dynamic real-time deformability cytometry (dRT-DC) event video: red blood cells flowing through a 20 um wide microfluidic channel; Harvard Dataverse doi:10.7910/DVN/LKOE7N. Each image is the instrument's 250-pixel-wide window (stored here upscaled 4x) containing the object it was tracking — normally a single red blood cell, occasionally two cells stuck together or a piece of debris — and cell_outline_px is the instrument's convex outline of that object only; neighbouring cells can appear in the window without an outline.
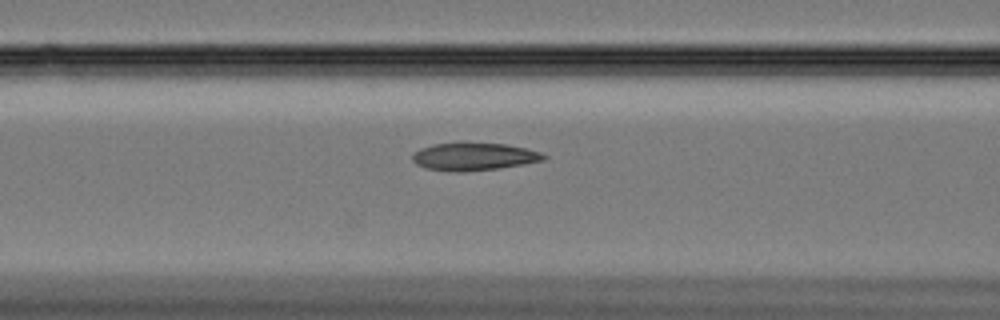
{"species": "Egyptian fruit bat (a non-hibernating species)", "species_latin": "Rousettus aegyptiacus", "temperature_condition": "cold", "stored_images_in_passage": 36, "camera_frame_rate_fps": 3000, "um_per_image_px": 0.085, "animal": {"sex": "female"}, "frame": {"image": 1, "passage_image": 6, "time_ms": 1.667, "image_size_px": [1000, 320], "cell_outline_px": [[548, 156], [544, 160], [524, 164], [500, 168], [460, 172], [456, 172], [424, 168], [416, 164], [412, 160], [412, 156], [420, 148], [432, 144], [460, 140], [504, 144], [528, 148], [540, 152]], "centroid_in_image_um": [40.26, 13.27], "position_along_channel_um": 126.3, "area_um2": 21.91}}
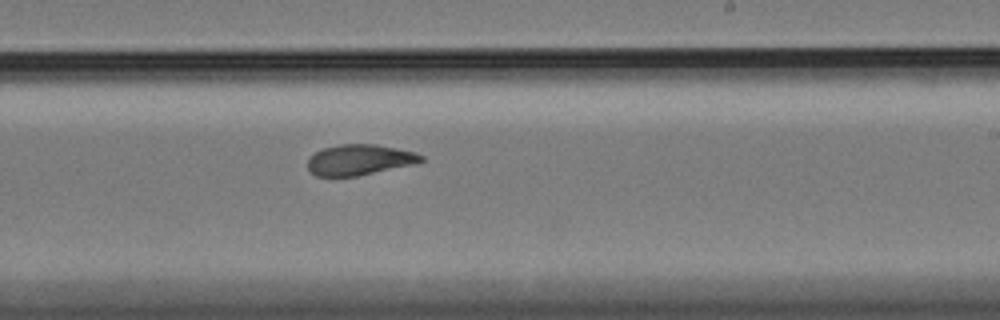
{"frame": {"image": 2, "passage_image": 18, "time_ms": 5.667, "image_size_px": [1000, 320], "cell_outline_px": [[424, 160], [416, 164], [356, 176], [316, 176], [308, 168], [308, 160], [316, 152], [324, 148], [340, 144], [376, 144], [416, 152], [424, 156]], "centroid_in_image_um": [30.6, 13.58], "position_along_channel_um": 258.4, "area_um2": 20.17}}
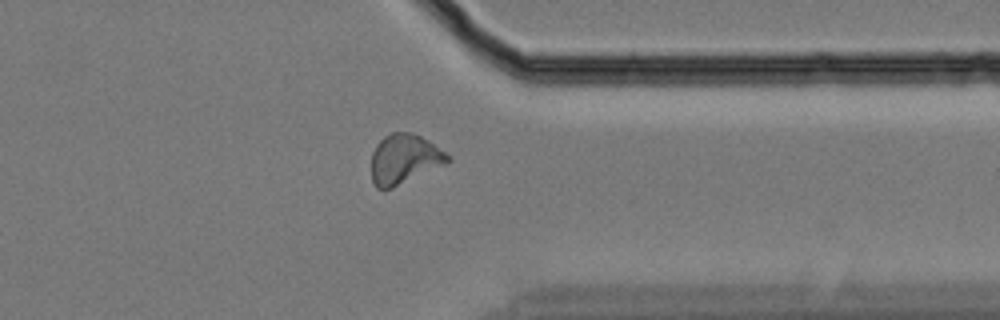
{"frame": {"image": 3, "passage_image": 29, "time_ms": 9.333, "image_size_px": [1000, 320], "cell_outline_px": [[452, 160], [448, 164], [392, 188], [376, 188], [372, 180], [372, 152], [376, 144], [384, 136], [392, 132], [408, 132], [420, 136], [428, 140], [444, 152]], "centroid_in_image_um": [34.37, 13.52], "position_along_channel_um": 377.0, "area_um2": 22.08}, "authors_computed_cell_mechanics": {"area_um2": 21.2415, "velocity_mm_per_s": 3.3128, "shape_relaxation_time_tau1_ms": 11.0885, "shape_relaxation_time_tau2_ms": 2.5454, "deformation_change_tau1": 0.2209, "deformation_change_tau2": 0.078}}